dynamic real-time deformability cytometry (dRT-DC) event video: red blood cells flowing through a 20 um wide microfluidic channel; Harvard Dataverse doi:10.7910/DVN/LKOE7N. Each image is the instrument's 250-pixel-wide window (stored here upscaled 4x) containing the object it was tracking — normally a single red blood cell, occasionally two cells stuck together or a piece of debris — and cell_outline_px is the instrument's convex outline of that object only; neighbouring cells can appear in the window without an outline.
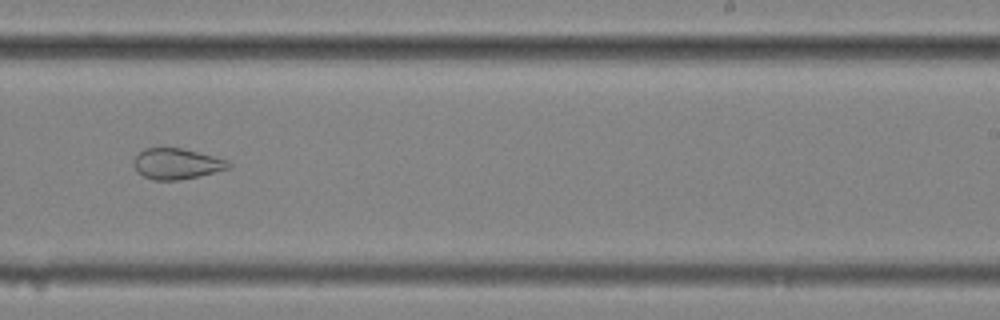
{"species": "common noctule bat (a hibernating species)", "species_latin": "Nyctalus noctula", "temperature_condition": "cold", "stored_images_in_passage": 9, "camera_frame_rate_fps": 3000, "um_per_image_px": 0.085, "animal": {"sex": "female", "body_mass_g": 25.1}, "frame": {"image": 1, "passage_image": 9, "time_ms": 2.667, "image_size_px": [1000, 320], "cell_outline_px": [[232, 164], [228, 168], [180, 180], [152, 180], [136, 172], [132, 164], [136, 156], [144, 148], [184, 148], [228, 160]], "centroid_in_image_um": [14.97, 13.91], "position_along_channel_um": 274.0, "area_um2": 16.94}}